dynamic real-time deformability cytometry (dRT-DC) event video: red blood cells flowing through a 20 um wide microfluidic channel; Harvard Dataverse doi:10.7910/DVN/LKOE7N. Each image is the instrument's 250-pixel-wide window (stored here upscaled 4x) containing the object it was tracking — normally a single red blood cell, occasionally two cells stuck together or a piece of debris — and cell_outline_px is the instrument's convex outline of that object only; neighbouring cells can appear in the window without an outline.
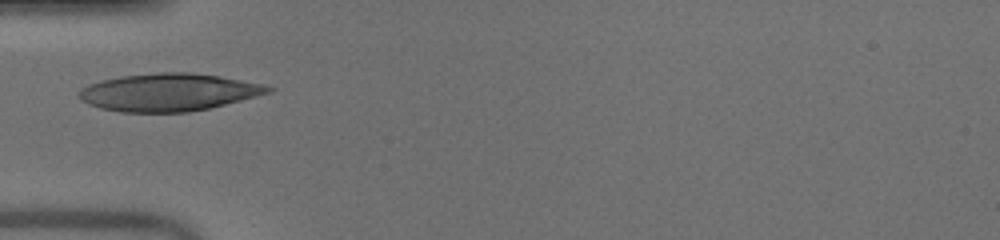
{"species": "human", "species_latin": "Homo sapiens", "temperature_condition": "warm", "stored_images_in_passage": 26, "camera_frame_rate_fps": 3000, "um_per_image_px": 0.085, "donor": {"sex": "male"}, "frame": {"image": 1, "passage_image": 1, "time_ms": 0.0, "image_size_px": [1000, 240], "cell_outline_px": [[276, 88], [272, 92], [208, 108], [188, 112], [120, 112], [100, 108], [88, 104], [80, 100], [76, 96], [76, 92], [80, 88], [88, 84], [100, 80], [120, 76], [156, 72], [192, 72], [220, 76], [264, 84]], "centroid_in_image_um": [14.28, 7.83], "position_along_channel_um": 70.7, "area_um2": 41.79}}
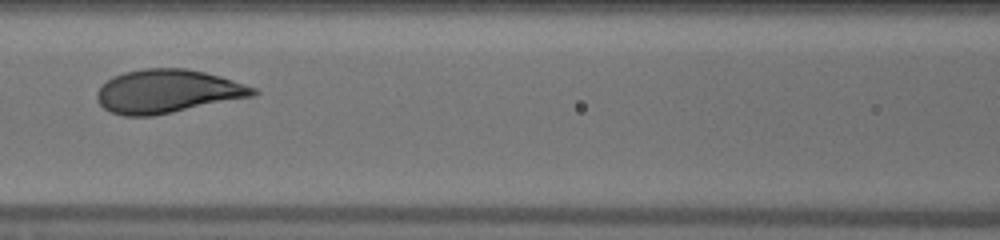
{"frame": {"image": 2, "passage_image": 7, "time_ms": 2.0, "image_size_px": [1000, 240], "cell_outline_px": [[260, 92], [256, 96], [152, 116], [124, 116], [112, 112], [104, 108], [96, 100], [96, 92], [112, 76], [124, 72], [144, 68], [184, 68], [204, 72], [220, 76], [256, 88]], "centroid_in_image_um": [14.25, 7.76], "position_along_channel_um": 152.4, "area_um2": 39.59}}
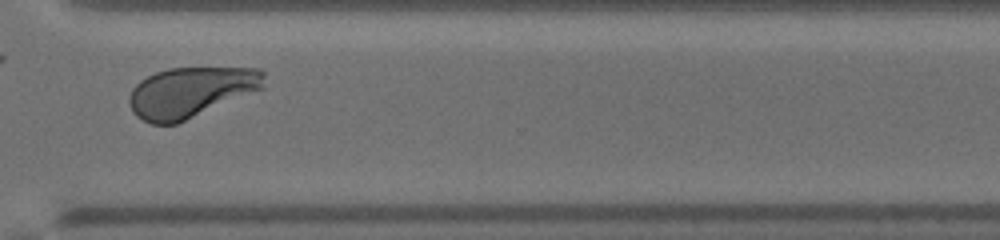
{"frame": {"image": 3, "passage_image": 22, "time_ms": 7.0, "image_size_px": [1000, 240], "cell_outline_px": [[264, 88], [176, 124], [152, 124], [136, 116], [132, 112], [128, 100], [128, 96], [132, 88], [140, 80], [156, 72], [168, 68], [260, 68], [264, 72]], "centroid_in_image_um": [16.2, 7.83], "position_along_channel_um": 354.4, "area_um2": 39.54}, "authors_computed_cell_mechanics": {"area_um2": 39.5063, "velocity_mm_per_s": 4.0374, "shape_relaxation_time_tau1_ms": 2.5663, "shape_relaxation_time_tau2_ms": null, "deformation_change_tau1": 0.1828, "deformation_change_tau2": null}}